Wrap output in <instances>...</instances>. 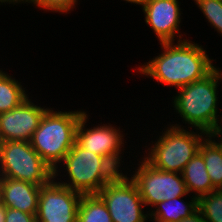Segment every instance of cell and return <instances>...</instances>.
I'll return each instance as SVG.
<instances>
[{
    "mask_svg": "<svg viewBox=\"0 0 222 222\" xmlns=\"http://www.w3.org/2000/svg\"><path fill=\"white\" fill-rule=\"evenodd\" d=\"M161 54L154 56L133 71L147 78L155 79L162 86L181 88L202 79L215 67L213 58H209L206 48L189 40L180 42H160ZM214 64V65H213Z\"/></svg>",
    "mask_w": 222,
    "mask_h": 222,
    "instance_id": "obj_1",
    "label": "cell"
},
{
    "mask_svg": "<svg viewBox=\"0 0 222 222\" xmlns=\"http://www.w3.org/2000/svg\"><path fill=\"white\" fill-rule=\"evenodd\" d=\"M221 68L216 66L208 75L181 88L172 96V106L181 117L184 128L198 129L211 134L222 126L219 90ZM219 113V114H218ZM221 113V115H220ZM187 124V126H186ZM190 125V126H189Z\"/></svg>",
    "mask_w": 222,
    "mask_h": 222,
    "instance_id": "obj_2",
    "label": "cell"
},
{
    "mask_svg": "<svg viewBox=\"0 0 222 222\" xmlns=\"http://www.w3.org/2000/svg\"><path fill=\"white\" fill-rule=\"evenodd\" d=\"M163 126L161 134L157 137L154 136L153 142L146 144V148L142 157L151 164L154 168L165 172L180 173L185 168L186 164L195 156L199 151V146L208 135L206 132L185 128L181 122L174 124L167 122ZM195 130V132H194ZM159 137V138H158ZM151 144V145H150Z\"/></svg>",
    "mask_w": 222,
    "mask_h": 222,
    "instance_id": "obj_3",
    "label": "cell"
},
{
    "mask_svg": "<svg viewBox=\"0 0 222 222\" xmlns=\"http://www.w3.org/2000/svg\"><path fill=\"white\" fill-rule=\"evenodd\" d=\"M120 173L107 158L88 151L75 141L72 149L55 168L54 179L71 190L91 195L97 194L105 184L114 180ZM59 176L62 178H58Z\"/></svg>",
    "mask_w": 222,
    "mask_h": 222,
    "instance_id": "obj_4",
    "label": "cell"
},
{
    "mask_svg": "<svg viewBox=\"0 0 222 222\" xmlns=\"http://www.w3.org/2000/svg\"><path fill=\"white\" fill-rule=\"evenodd\" d=\"M87 110H55L50 107L43 115L30 140L32 148L53 169L63 161L76 141V129Z\"/></svg>",
    "mask_w": 222,
    "mask_h": 222,
    "instance_id": "obj_5",
    "label": "cell"
},
{
    "mask_svg": "<svg viewBox=\"0 0 222 222\" xmlns=\"http://www.w3.org/2000/svg\"><path fill=\"white\" fill-rule=\"evenodd\" d=\"M0 171L6 178L39 186L48 184L54 178V170L28 141L0 142Z\"/></svg>",
    "mask_w": 222,
    "mask_h": 222,
    "instance_id": "obj_6",
    "label": "cell"
},
{
    "mask_svg": "<svg viewBox=\"0 0 222 222\" xmlns=\"http://www.w3.org/2000/svg\"><path fill=\"white\" fill-rule=\"evenodd\" d=\"M140 160V161H138ZM132 170L130 179L136 184L145 206L152 209L158 203L188 194L184 179L180 173L165 172L154 168L141 155V159Z\"/></svg>",
    "mask_w": 222,
    "mask_h": 222,
    "instance_id": "obj_7",
    "label": "cell"
},
{
    "mask_svg": "<svg viewBox=\"0 0 222 222\" xmlns=\"http://www.w3.org/2000/svg\"><path fill=\"white\" fill-rule=\"evenodd\" d=\"M127 174L128 171L120 173L105 184L97 195L106 204L113 222H147L149 212L136 184Z\"/></svg>",
    "mask_w": 222,
    "mask_h": 222,
    "instance_id": "obj_8",
    "label": "cell"
},
{
    "mask_svg": "<svg viewBox=\"0 0 222 222\" xmlns=\"http://www.w3.org/2000/svg\"><path fill=\"white\" fill-rule=\"evenodd\" d=\"M89 116L87 111L81 116L76 129V142L88 151L107 158L121 173L126 168L131 173V169L128 168L130 165L121 166L125 163L122 153L126 148L124 142H127L123 131L116 124L102 122L95 126L93 124L90 128L87 123Z\"/></svg>",
    "mask_w": 222,
    "mask_h": 222,
    "instance_id": "obj_9",
    "label": "cell"
},
{
    "mask_svg": "<svg viewBox=\"0 0 222 222\" xmlns=\"http://www.w3.org/2000/svg\"><path fill=\"white\" fill-rule=\"evenodd\" d=\"M82 195L53 178L48 184L40 187L37 222H77Z\"/></svg>",
    "mask_w": 222,
    "mask_h": 222,
    "instance_id": "obj_10",
    "label": "cell"
},
{
    "mask_svg": "<svg viewBox=\"0 0 222 222\" xmlns=\"http://www.w3.org/2000/svg\"><path fill=\"white\" fill-rule=\"evenodd\" d=\"M179 0H145L142 4L144 21L160 42L187 40L181 34L182 11ZM178 34V35H177Z\"/></svg>",
    "mask_w": 222,
    "mask_h": 222,
    "instance_id": "obj_11",
    "label": "cell"
},
{
    "mask_svg": "<svg viewBox=\"0 0 222 222\" xmlns=\"http://www.w3.org/2000/svg\"><path fill=\"white\" fill-rule=\"evenodd\" d=\"M27 98L20 106L0 113V141H28L49 108L38 106Z\"/></svg>",
    "mask_w": 222,
    "mask_h": 222,
    "instance_id": "obj_12",
    "label": "cell"
},
{
    "mask_svg": "<svg viewBox=\"0 0 222 222\" xmlns=\"http://www.w3.org/2000/svg\"><path fill=\"white\" fill-rule=\"evenodd\" d=\"M39 185L5 177L2 204L6 208L17 209L36 215L40 194Z\"/></svg>",
    "mask_w": 222,
    "mask_h": 222,
    "instance_id": "obj_13",
    "label": "cell"
},
{
    "mask_svg": "<svg viewBox=\"0 0 222 222\" xmlns=\"http://www.w3.org/2000/svg\"><path fill=\"white\" fill-rule=\"evenodd\" d=\"M176 197L165 200L155 205L149 212V222H179L181 219L191 216L198 210V199L191 196ZM184 198L186 201L184 202ZM190 199V200H189Z\"/></svg>",
    "mask_w": 222,
    "mask_h": 222,
    "instance_id": "obj_14",
    "label": "cell"
},
{
    "mask_svg": "<svg viewBox=\"0 0 222 222\" xmlns=\"http://www.w3.org/2000/svg\"><path fill=\"white\" fill-rule=\"evenodd\" d=\"M189 195L199 199L216 188L206 170L203 156L197 152L181 172Z\"/></svg>",
    "mask_w": 222,
    "mask_h": 222,
    "instance_id": "obj_15",
    "label": "cell"
},
{
    "mask_svg": "<svg viewBox=\"0 0 222 222\" xmlns=\"http://www.w3.org/2000/svg\"><path fill=\"white\" fill-rule=\"evenodd\" d=\"M22 82L0 68V113L20 106L30 95Z\"/></svg>",
    "mask_w": 222,
    "mask_h": 222,
    "instance_id": "obj_16",
    "label": "cell"
},
{
    "mask_svg": "<svg viewBox=\"0 0 222 222\" xmlns=\"http://www.w3.org/2000/svg\"><path fill=\"white\" fill-rule=\"evenodd\" d=\"M204 159L206 170L216 189H222V147L208 134L198 151Z\"/></svg>",
    "mask_w": 222,
    "mask_h": 222,
    "instance_id": "obj_17",
    "label": "cell"
},
{
    "mask_svg": "<svg viewBox=\"0 0 222 222\" xmlns=\"http://www.w3.org/2000/svg\"><path fill=\"white\" fill-rule=\"evenodd\" d=\"M77 222H113L108 208L97 194L82 195Z\"/></svg>",
    "mask_w": 222,
    "mask_h": 222,
    "instance_id": "obj_18",
    "label": "cell"
},
{
    "mask_svg": "<svg viewBox=\"0 0 222 222\" xmlns=\"http://www.w3.org/2000/svg\"><path fill=\"white\" fill-rule=\"evenodd\" d=\"M198 210L206 222H222V189H215L198 199Z\"/></svg>",
    "mask_w": 222,
    "mask_h": 222,
    "instance_id": "obj_19",
    "label": "cell"
},
{
    "mask_svg": "<svg viewBox=\"0 0 222 222\" xmlns=\"http://www.w3.org/2000/svg\"><path fill=\"white\" fill-rule=\"evenodd\" d=\"M210 27L222 36V0H193Z\"/></svg>",
    "mask_w": 222,
    "mask_h": 222,
    "instance_id": "obj_20",
    "label": "cell"
},
{
    "mask_svg": "<svg viewBox=\"0 0 222 222\" xmlns=\"http://www.w3.org/2000/svg\"><path fill=\"white\" fill-rule=\"evenodd\" d=\"M21 3L32 4L39 10L50 11L52 13L69 14L74 11L75 6L78 4V0H23ZM37 6V7H36Z\"/></svg>",
    "mask_w": 222,
    "mask_h": 222,
    "instance_id": "obj_21",
    "label": "cell"
},
{
    "mask_svg": "<svg viewBox=\"0 0 222 222\" xmlns=\"http://www.w3.org/2000/svg\"><path fill=\"white\" fill-rule=\"evenodd\" d=\"M5 222H37L36 215L6 208Z\"/></svg>",
    "mask_w": 222,
    "mask_h": 222,
    "instance_id": "obj_22",
    "label": "cell"
},
{
    "mask_svg": "<svg viewBox=\"0 0 222 222\" xmlns=\"http://www.w3.org/2000/svg\"><path fill=\"white\" fill-rule=\"evenodd\" d=\"M179 222H206L202 213L197 210L191 216L181 219Z\"/></svg>",
    "mask_w": 222,
    "mask_h": 222,
    "instance_id": "obj_23",
    "label": "cell"
},
{
    "mask_svg": "<svg viewBox=\"0 0 222 222\" xmlns=\"http://www.w3.org/2000/svg\"><path fill=\"white\" fill-rule=\"evenodd\" d=\"M222 147V126L210 134ZM218 138V139H217Z\"/></svg>",
    "mask_w": 222,
    "mask_h": 222,
    "instance_id": "obj_24",
    "label": "cell"
},
{
    "mask_svg": "<svg viewBox=\"0 0 222 222\" xmlns=\"http://www.w3.org/2000/svg\"><path fill=\"white\" fill-rule=\"evenodd\" d=\"M6 3H7V5L11 4V6H12V4H13V6L18 5L19 3L22 4L20 0H0V5L4 4L6 6Z\"/></svg>",
    "mask_w": 222,
    "mask_h": 222,
    "instance_id": "obj_25",
    "label": "cell"
},
{
    "mask_svg": "<svg viewBox=\"0 0 222 222\" xmlns=\"http://www.w3.org/2000/svg\"><path fill=\"white\" fill-rule=\"evenodd\" d=\"M4 181H5V176L0 171V203H2V193H3Z\"/></svg>",
    "mask_w": 222,
    "mask_h": 222,
    "instance_id": "obj_26",
    "label": "cell"
},
{
    "mask_svg": "<svg viewBox=\"0 0 222 222\" xmlns=\"http://www.w3.org/2000/svg\"><path fill=\"white\" fill-rule=\"evenodd\" d=\"M6 207L0 203V222H5Z\"/></svg>",
    "mask_w": 222,
    "mask_h": 222,
    "instance_id": "obj_27",
    "label": "cell"
},
{
    "mask_svg": "<svg viewBox=\"0 0 222 222\" xmlns=\"http://www.w3.org/2000/svg\"><path fill=\"white\" fill-rule=\"evenodd\" d=\"M126 1V3H130V4H136L139 6H142V4L145 2V0H123Z\"/></svg>",
    "mask_w": 222,
    "mask_h": 222,
    "instance_id": "obj_28",
    "label": "cell"
}]
</instances>
